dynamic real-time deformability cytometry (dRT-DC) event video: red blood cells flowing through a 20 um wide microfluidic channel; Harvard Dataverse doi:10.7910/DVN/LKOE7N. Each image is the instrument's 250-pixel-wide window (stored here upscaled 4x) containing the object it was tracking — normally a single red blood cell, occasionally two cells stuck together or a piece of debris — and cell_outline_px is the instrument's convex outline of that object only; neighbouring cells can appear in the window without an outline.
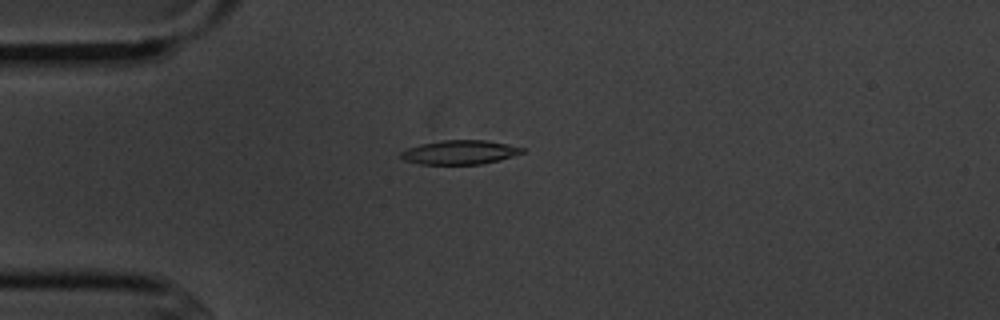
{"species": "common noctule bat (a hibernating species)", "species_latin": "Nyctalus noctula", "temperature_condition": "cold", "stored_images_in_passage": 4, "camera_frame_rate_fps": 3000, "um_per_image_px": 0.085, "animal": {"sex": "male", "body_mass_g": 20.1, "forearm_length_mm": 53.5}, "frame": {"image": 1, "passage_image": 3, "time_ms": 3.0, "image_size_px": [1000, 320], "cell_outline_px": [[524, 152], [500, 160], [480, 164], [420, 164], [404, 160], [400, 156], [400, 152], [408, 148], [420, 144], [440, 140], [484, 140], [524, 148]], "centroid_in_image_um": [39.04, 12.94], "position_along_channel_um": 46.0, "area_um2": 16.88}}
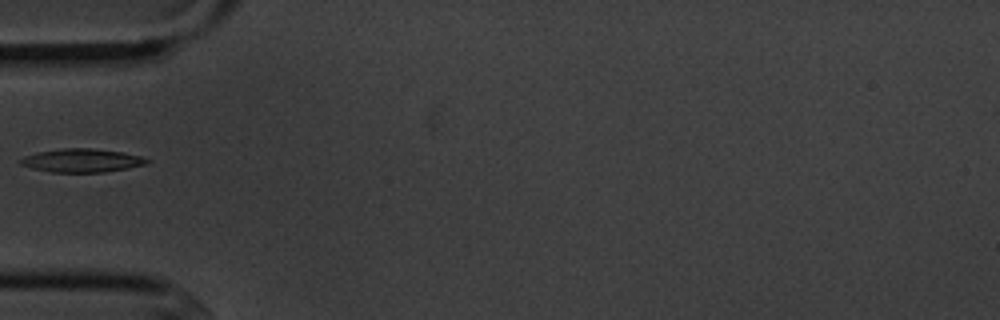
{"frame": {"image": 2, "passage_image": 4, "time_ms": 4.333, "image_size_px": [1000, 320], "cell_outline_px": [[152, 160], [144, 164], [128, 168], [104, 172], [52, 172], [32, 168], [20, 164], [20, 160], [24, 156], [36, 152], [64, 148], [92, 148], [120, 152], [140, 156]], "centroid_in_image_um": [6.94, 13.64], "position_along_channel_um": 78.1, "area_um2": 17.11}}